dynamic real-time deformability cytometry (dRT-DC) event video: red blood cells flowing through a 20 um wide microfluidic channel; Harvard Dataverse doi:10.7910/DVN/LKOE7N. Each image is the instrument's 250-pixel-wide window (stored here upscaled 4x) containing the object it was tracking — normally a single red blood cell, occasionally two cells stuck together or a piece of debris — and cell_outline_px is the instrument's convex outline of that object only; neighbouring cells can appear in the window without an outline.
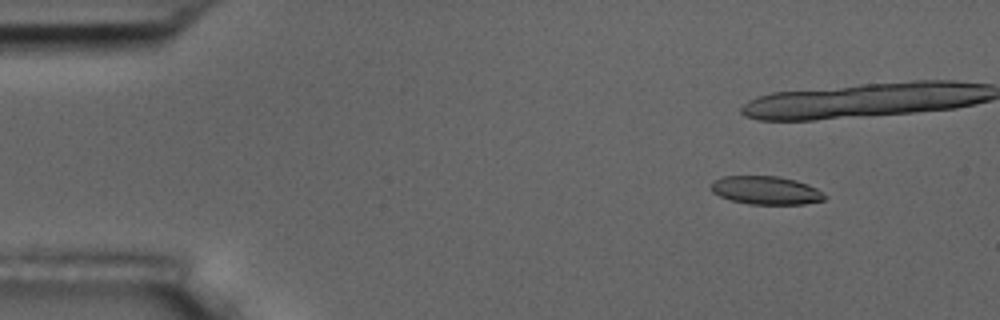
{"species": "common noctule bat (a hibernating species)", "species_latin": "Nyctalus noctula", "temperature_condition": "room temperature", "stored_images_in_passage": 10, "camera_frame_rate_fps": 3000, "um_per_image_px": 0.085, "animal": {"sex": "male", "body_mass_g": 17.5, "forearm_length_mm": 52.3}, "frame": {"image": 1, "passage_image": 2, "time_ms": 1.0, "image_size_px": [1000, 320], "cell_outline_px": [[828, 196], [824, 200], [804, 204], [748, 204], [732, 200], [720, 196], [712, 192], [712, 180], [724, 176], [776, 176], [796, 180], [808, 184], [816, 188]], "centroid_in_image_um": [65.12, 16.17], "position_along_channel_um": 19.9, "area_um2": 18.73}}